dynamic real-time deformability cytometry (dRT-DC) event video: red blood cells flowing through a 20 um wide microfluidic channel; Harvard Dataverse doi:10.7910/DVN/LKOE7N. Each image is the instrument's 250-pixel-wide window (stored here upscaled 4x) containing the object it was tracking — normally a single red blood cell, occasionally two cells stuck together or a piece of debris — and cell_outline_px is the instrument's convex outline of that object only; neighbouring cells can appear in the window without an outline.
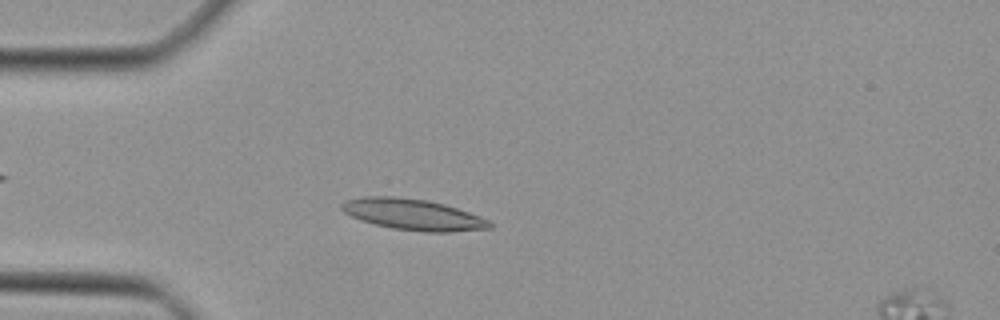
{"species": "Egyptian fruit bat (a non-hibernating species)", "species_latin": "Rousettus aegyptiacus", "temperature_condition": "cold", "stored_images_in_passage": 44, "camera_frame_rate_fps": 3000, "um_per_image_px": 0.085, "animal": {"sex": "female"}, "frame": {"image": 1, "passage_image": 10, "time_ms": 3.0, "image_size_px": [1000, 320], "cell_outline_px": [[492, 228], [452, 232], [424, 232], [392, 228], [360, 220], [344, 212], [340, 208], [340, 204], [344, 200], [364, 196], [392, 196], [424, 200], [444, 204], [480, 216], [488, 220], [492, 224]], "centroid_in_image_um": [35.08, 18.23], "position_along_channel_um": 49.9, "area_um2": 26.7}}
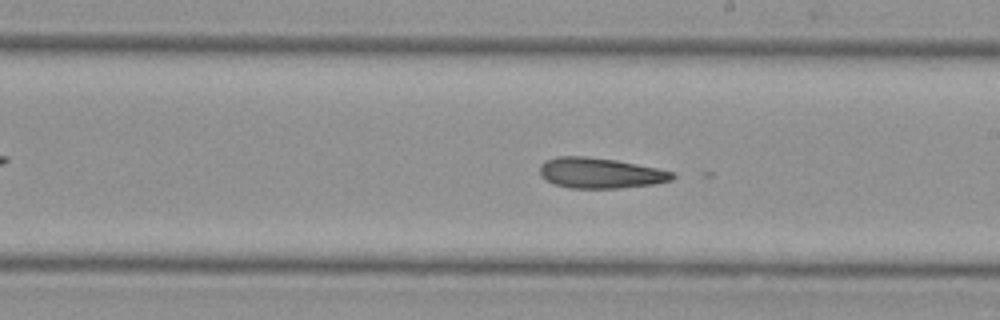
{"frame": {"image": 2, "passage_image": 24, "time_ms": 7.667, "image_size_px": [1000, 320], "cell_outline_px": [[676, 176], [672, 180], [652, 184], [620, 188], [572, 188], [552, 184], [544, 180], [540, 176], [540, 164], [544, 160], [556, 156], [584, 156], [616, 160], [676, 172]], "centroid_in_image_um": [50.98, 14.7], "position_along_channel_um": 238.0, "area_um2": 23.76}}
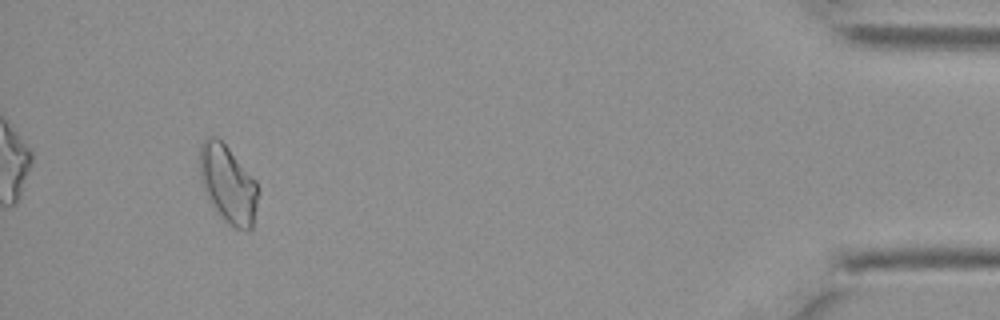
{"frame": {"image": 3, "passage_image": 41, "time_ms": 13.333, "image_size_px": [1000, 320], "cell_outline_px": [[260, 192], [252, 232], [248, 232], [236, 228], [228, 224], [212, 208], [204, 192], [200, 180], [200, 144], [208, 136], [216, 136], [228, 148], [256, 180]], "centroid_in_image_um": [19.4, 15.71], "position_along_channel_um": 415.8, "area_um2": 27.05}}